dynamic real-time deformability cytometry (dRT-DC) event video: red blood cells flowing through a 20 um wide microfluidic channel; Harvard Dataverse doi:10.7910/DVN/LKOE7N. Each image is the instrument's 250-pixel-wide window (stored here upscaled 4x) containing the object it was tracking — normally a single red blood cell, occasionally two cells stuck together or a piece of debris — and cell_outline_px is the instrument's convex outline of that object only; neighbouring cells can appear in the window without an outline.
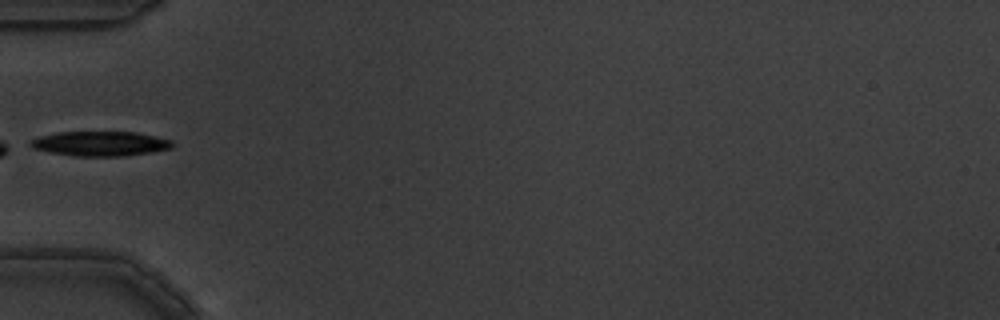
{"species": "common noctule bat (a hibernating species)", "species_latin": "Nyctalus noctula", "temperature_condition": "warm", "stored_images_in_passage": 6, "camera_frame_rate_fps": 3000, "um_per_image_px": 0.085, "animal": {"sex": "male", "body_mass_g": 19.5, "forearm_length_mm": 54.6}, "frame": {"image": 1, "passage_image": 6, "time_ms": 1.667, "image_size_px": [1000, 320], "cell_outline_px": [[176, 144], [172, 148], [124, 156], [76, 156], [48, 152], [32, 148], [28, 144], [28, 140], [40, 136], [56, 132], [136, 132], [156, 136], [172, 140]], "centroid_in_image_um": [8.49, 12.2], "position_along_channel_um": 76.5, "area_um2": 20.58}}